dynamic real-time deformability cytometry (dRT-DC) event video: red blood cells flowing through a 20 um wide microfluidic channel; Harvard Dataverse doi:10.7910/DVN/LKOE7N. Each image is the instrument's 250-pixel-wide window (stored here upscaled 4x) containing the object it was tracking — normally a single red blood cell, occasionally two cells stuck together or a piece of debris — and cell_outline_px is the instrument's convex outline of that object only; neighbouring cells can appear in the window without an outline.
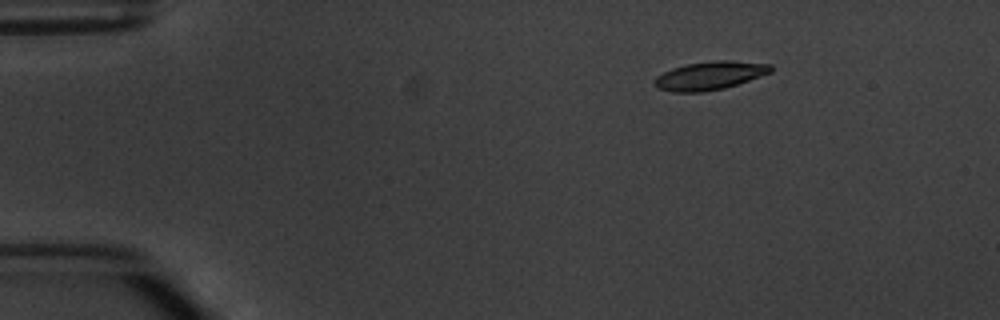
{"species": "common noctule bat (a hibernating species)", "species_latin": "Nyctalus noctula", "temperature_condition": "warm", "stored_images_in_passage": 4, "camera_frame_rate_fps": 3000, "um_per_image_px": 0.085, "animal": {"sex": "male", "body_mass_g": 20.1, "forearm_length_mm": 53.5}, "frame": {"image": 1, "passage_image": 2, "time_ms": 2.0, "image_size_px": [1000, 320], "cell_outline_px": [[772, 72], [724, 88], [704, 92], [672, 92], [656, 88], [652, 84], [652, 80], [656, 76], [672, 68], [688, 64], [716, 60], [728, 60], [772, 64]], "centroid_in_image_um": [60.28, 6.43], "position_along_channel_um": 24.7, "area_um2": 19.25}}